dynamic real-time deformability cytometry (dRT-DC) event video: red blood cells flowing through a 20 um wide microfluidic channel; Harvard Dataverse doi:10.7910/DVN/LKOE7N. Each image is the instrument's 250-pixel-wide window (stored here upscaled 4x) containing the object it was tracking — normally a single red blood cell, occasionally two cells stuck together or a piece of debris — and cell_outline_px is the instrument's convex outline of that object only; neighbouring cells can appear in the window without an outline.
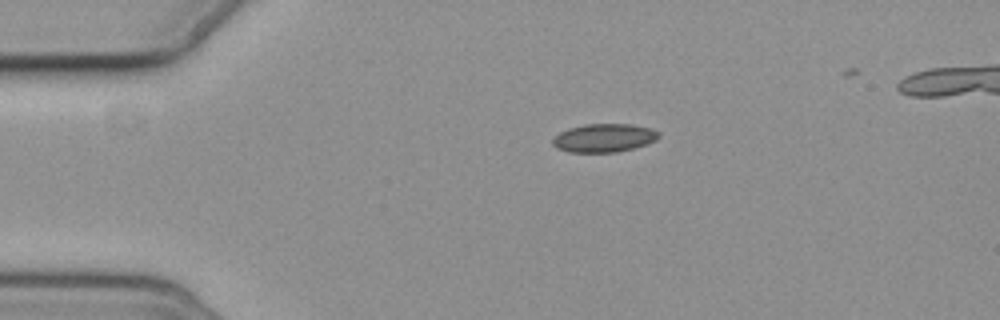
{"species": "common noctule bat (a hibernating species)", "species_latin": "Nyctalus noctula", "temperature_condition": "cold", "stored_images_in_passage": 3, "camera_frame_rate_fps": 3000, "um_per_image_px": 0.085, "animal": {"sex": "female", "body_mass_g": 19.3, "forearm_length_mm": 54.1}, "frame": {"image": 1, "passage_image": 1, "time_ms": 0.0, "image_size_px": [1000, 320], "cell_outline_px": [[660, 136], [656, 140], [648, 144], [616, 152], [568, 152], [556, 148], [552, 144], [552, 140], [560, 132], [568, 128], [584, 124], [632, 124], [652, 128], [660, 132]], "centroid_in_image_um": [51.36, 11.72], "position_along_channel_um": 33.6, "area_um2": 17.69}}
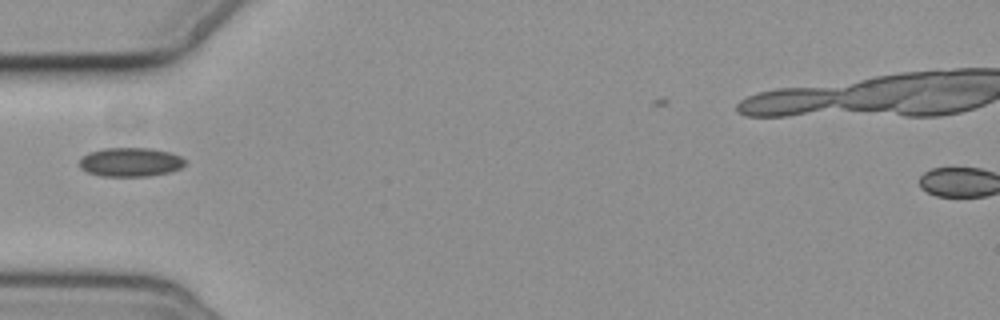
{"frame": {"image": 2, "passage_image": 3, "time_ms": 2.333, "image_size_px": [1000, 320], "cell_outline_px": [[188, 160], [180, 168], [172, 172], [148, 176], [100, 176], [88, 172], [80, 168], [80, 156], [88, 152], [104, 148], [148, 148], [168, 152], [180, 156]], "centroid_in_image_um": [11.08, 13.78], "position_along_channel_um": 73.9, "area_um2": 17.98}}